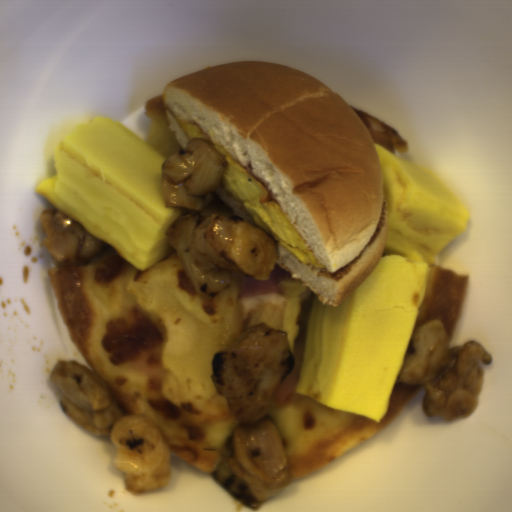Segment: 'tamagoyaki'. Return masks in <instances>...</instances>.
<instances>
[{"instance_id":"obj_1","label":"tamagoyaki","mask_w":512,"mask_h":512,"mask_svg":"<svg viewBox=\"0 0 512 512\" xmlns=\"http://www.w3.org/2000/svg\"><path fill=\"white\" fill-rule=\"evenodd\" d=\"M374 146L388 223L384 251L336 306L315 294L295 391L327 408L381 421L405 365L431 267L467 229L470 213L433 167Z\"/></svg>"},{"instance_id":"obj_2","label":"tamagoyaki","mask_w":512,"mask_h":512,"mask_svg":"<svg viewBox=\"0 0 512 512\" xmlns=\"http://www.w3.org/2000/svg\"><path fill=\"white\" fill-rule=\"evenodd\" d=\"M55 175L36 191L54 208L145 270L175 249L167 235L186 208L164 203L166 160L114 119L93 117L58 144Z\"/></svg>"}]
</instances>
